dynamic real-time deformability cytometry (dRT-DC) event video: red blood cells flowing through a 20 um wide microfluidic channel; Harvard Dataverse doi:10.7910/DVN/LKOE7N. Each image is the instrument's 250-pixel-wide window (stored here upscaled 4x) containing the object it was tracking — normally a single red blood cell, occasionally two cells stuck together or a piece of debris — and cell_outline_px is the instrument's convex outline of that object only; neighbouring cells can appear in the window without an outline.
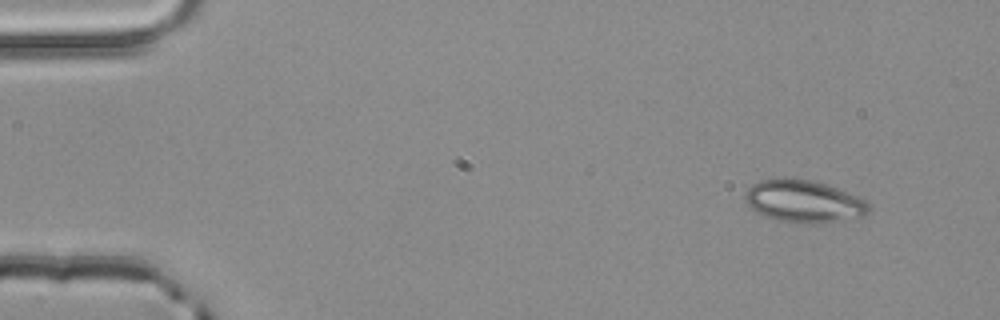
{"species": "common noctule bat (a hibernating species)", "species_latin": "Nyctalus noctula", "temperature_condition": "room temperature", "stored_images_in_passage": 4, "camera_frame_rate_fps": 3000, "um_per_image_px": 0.085, "animal": {"sex": "male", "body_mass_g": 20.4}, "frame": {"image": 1, "passage_image": 1, "time_ms": 0.0, "image_size_px": [1000, 320], "cell_outline_px": [[872, 204], [868, 212], [864, 216], [840, 220], [812, 224], [780, 220], [764, 216], [756, 212], [744, 200], [744, 192], [752, 184], [760, 180], [784, 176], [812, 180], [828, 184], [856, 196]], "centroid_in_image_um": [68.29, 17.08], "position_along_channel_um": 16.7, "area_um2": 30.81}}
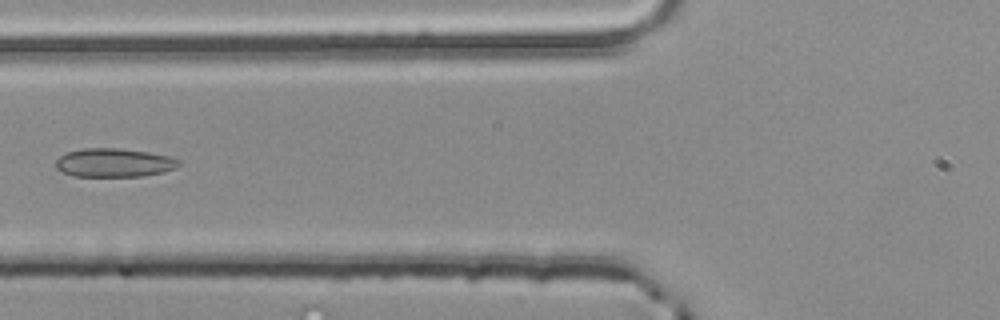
{"frame": {"image": 2, "passage_image": 4, "time_ms": 1.0, "image_size_px": [1000, 320], "cell_outline_px": [[180, 164], [176, 168], [160, 172], [140, 176], [72, 176], [56, 168], [56, 160], [60, 156], [68, 152], [84, 148], [116, 148], [148, 152], [168, 156], [180, 160]], "centroid_in_image_um": [9.68, 13.83], "position_along_channel_um": 116.1, "area_um2": 20.29}}